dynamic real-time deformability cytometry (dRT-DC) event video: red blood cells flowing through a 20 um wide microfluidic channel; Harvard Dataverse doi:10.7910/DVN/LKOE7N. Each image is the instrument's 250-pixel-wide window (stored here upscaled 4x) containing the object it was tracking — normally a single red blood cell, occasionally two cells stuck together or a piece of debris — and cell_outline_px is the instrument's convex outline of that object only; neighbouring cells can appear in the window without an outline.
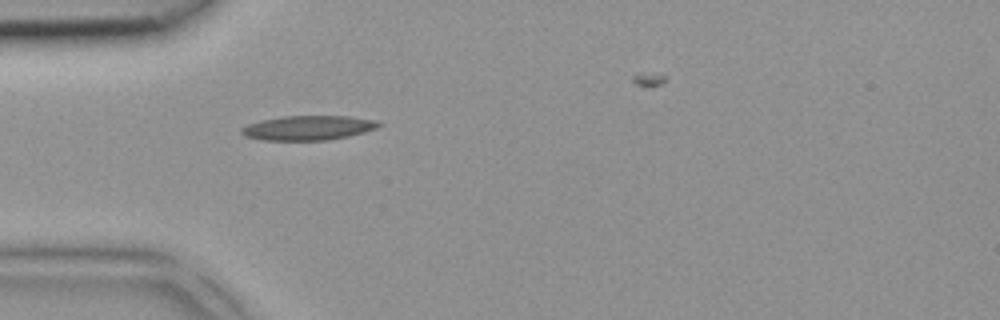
{"species": "common noctule bat (a hibernating species)", "species_latin": "Nyctalus noctula", "temperature_condition": "room temperature", "stored_images_in_passage": 1, "camera_frame_rate_fps": 3000, "um_per_image_px": 0.085, "animal": {"sex": "female", "body_mass_g": 18.4}, "frame": {"image": 1, "passage_image": 1, "time_ms": 0.0, "image_size_px": [1000, 320], "cell_outline_px": [[380, 124], [376, 128], [364, 132], [348, 136], [328, 140], [260, 140], [244, 136], [240, 132], [240, 128], [248, 124], [260, 120], [284, 116], [348, 116], [376, 120]], "centroid_in_image_um": [26.14, 10.87], "position_along_channel_um": 58.9, "area_um2": 19.59}}